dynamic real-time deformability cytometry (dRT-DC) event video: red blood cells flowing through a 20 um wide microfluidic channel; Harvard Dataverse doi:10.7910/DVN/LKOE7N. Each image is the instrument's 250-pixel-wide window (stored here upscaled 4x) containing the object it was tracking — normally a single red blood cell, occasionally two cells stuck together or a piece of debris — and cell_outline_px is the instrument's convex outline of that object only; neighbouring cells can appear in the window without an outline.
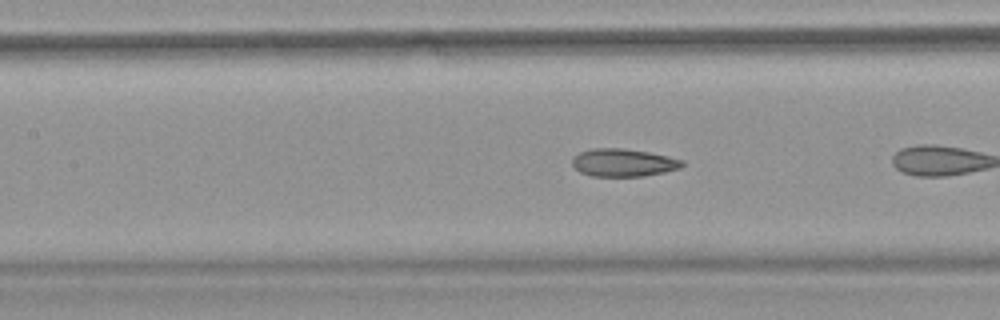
{"species": "common noctule bat (a hibernating species)", "species_latin": "Nyctalus noctula", "temperature_condition": "warm", "stored_images_in_passage": 7, "camera_frame_rate_fps": 3000, "um_per_image_px": 0.085, "animal": {"sex": "female", "body_mass_g": 18.4}, "frame": {"image": 1, "passage_image": 6, "time_ms": 1.667, "image_size_px": [1000, 320], "cell_outline_px": [[684, 164], [680, 168], [664, 172], [644, 176], [592, 176], [580, 172], [572, 164], [572, 156], [580, 152], [592, 148], [624, 148], [648, 152], [668, 156], [684, 160]], "centroid_in_image_um": [52.98, 13.82], "position_along_channel_um": 154.4, "area_um2": 17.86}}